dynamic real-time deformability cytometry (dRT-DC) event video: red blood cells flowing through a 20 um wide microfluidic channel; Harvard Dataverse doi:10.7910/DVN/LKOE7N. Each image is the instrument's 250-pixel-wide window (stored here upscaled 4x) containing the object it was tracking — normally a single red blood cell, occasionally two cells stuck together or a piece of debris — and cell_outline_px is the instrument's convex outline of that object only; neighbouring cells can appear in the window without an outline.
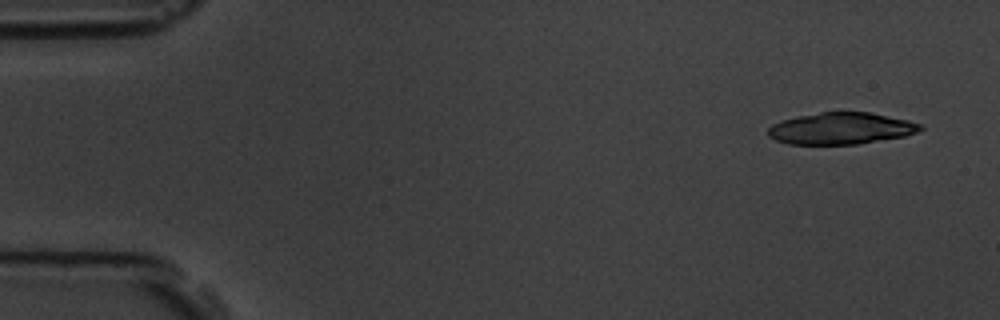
{"species": "common noctule bat (a hibernating species)", "species_latin": "Nyctalus noctula", "temperature_condition": "room temperature", "stored_images_in_passage": 4, "camera_frame_rate_fps": 3000, "um_per_image_px": 0.085, "animal": {"sex": "male", "body_mass_g": 19.5, "forearm_length_mm": 54.6}, "frame": {"image": 1, "passage_image": 1, "time_ms": 0.0, "image_size_px": [1000, 320], "cell_outline_px": [[924, 128], [916, 132], [904, 136], [856, 144], [788, 144], [776, 140], [768, 136], [768, 128], [772, 124], [780, 120], [820, 112], [868, 112], [908, 120], [920, 124]], "centroid_in_image_um": [71.45, 10.92], "position_along_channel_um": 13.5, "area_um2": 27.92}}